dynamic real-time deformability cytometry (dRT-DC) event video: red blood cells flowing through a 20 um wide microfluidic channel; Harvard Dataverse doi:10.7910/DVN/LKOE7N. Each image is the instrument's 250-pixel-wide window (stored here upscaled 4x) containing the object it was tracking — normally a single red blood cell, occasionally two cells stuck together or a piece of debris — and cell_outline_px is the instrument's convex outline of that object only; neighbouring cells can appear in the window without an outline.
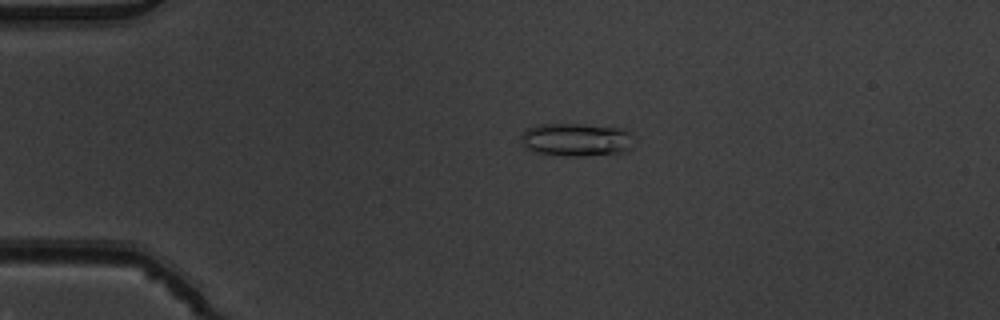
{"species": "common noctule bat (a hibernating species)", "species_latin": "Nyctalus noctula", "temperature_condition": "warm", "stored_images_in_passage": 5, "camera_frame_rate_fps": 3000, "um_per_image_px": 0.085, "animal": {"sex": "male", "body_mass_g": 19.5, "forearm_length_mm": 54.6}, "frame": {"image": 1, "passage_image": 4, "time_ms": 1.0, "image_size_px": [1000, 320], "cell_outline_px": [[632, 148], [624, 152], [584, 156], [564, 156], [540, 152], [528, 148], [520, 144], [520, 140], [524, 132], [528, 128], [536, 124], [584, 124], [628, 128], [632, 132]], "centroid_in_image_um": [49.05, 11.85], "position_along_channel_um": 35.9, "area_um2": 22.08}}